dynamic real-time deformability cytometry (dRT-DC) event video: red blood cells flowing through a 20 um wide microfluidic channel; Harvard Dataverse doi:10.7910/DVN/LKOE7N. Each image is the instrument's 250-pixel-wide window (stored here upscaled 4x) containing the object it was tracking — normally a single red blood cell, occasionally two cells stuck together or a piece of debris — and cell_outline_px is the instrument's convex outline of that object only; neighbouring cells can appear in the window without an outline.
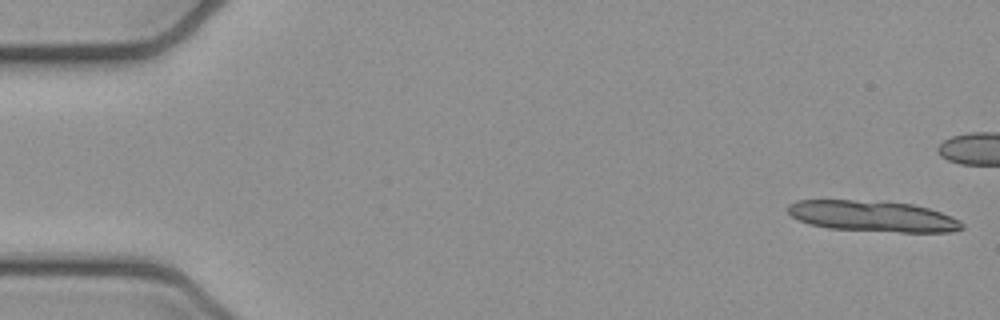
{"species": "common noctule bat (a hibernating species)", "species_latin": "Nyctalus noctula", "temperature_condition": "cold", "stored_images_in_passage": 12, "camera_frame_rate_fps": 3000, "um_per_image_px": 0.085, "animal": {"sex": "female", "body_mass_g": 21.9}, "frame": {"image": 1, "passage_image": 1, "time_ms": 0.0, "image_size_px": [1000, 320], "cell_outline_px": [[964, 228], [952, 232], [900, 232], [828, 228], [808, 224], [792, 216], [788, 212], [788, 204], [796, 200], [852, 200], [912, 204], [928, 208], [952, 216], [960, 220], [964, 224]], "centroid_in_image_um": [74.2, 18.38], "position_along_channel_um": 10.8, "area_um2": 31.27}}